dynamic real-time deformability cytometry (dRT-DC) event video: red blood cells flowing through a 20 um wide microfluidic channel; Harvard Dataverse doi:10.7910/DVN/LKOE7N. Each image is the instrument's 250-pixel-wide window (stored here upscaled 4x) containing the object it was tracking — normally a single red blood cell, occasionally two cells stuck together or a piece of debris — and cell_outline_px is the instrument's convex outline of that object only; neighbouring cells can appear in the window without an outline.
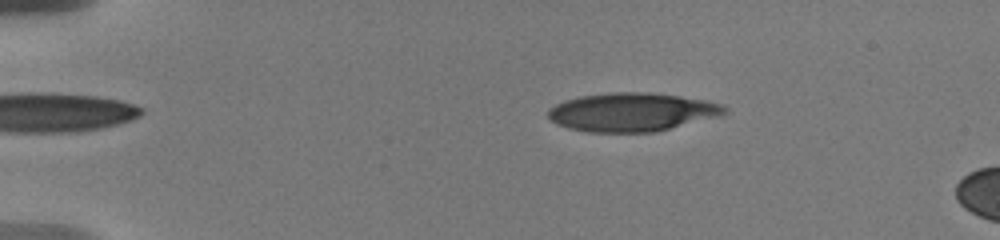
{"species": "human", "species_latin": "Homo sapiens", "temperature_condition": "warm", "stored_images_in_passage": 8, "camera_frame_rate_fps": 3000, "um_per_image_px": 0.085, "donor": {"sex": "male"}, "frame": {"image": 1, "passage_image": 6, "time_ms": 2.667, "image_size_px": [1000, 240], "cell_outline_px": [[728, 112], [720, 116], [656, 132], [588, 132], [568, 128], [556, 124], [548, 116], [548, 108], [564, 100], [580, 96], [612, 92], [648, 92], [680, 96], [708, 100], [724, 104], [728, 108]], "centroid_in_image_um": [53.76, 9.52], "position_along_channel_um": 31.2, "area_um2": 40.0}}